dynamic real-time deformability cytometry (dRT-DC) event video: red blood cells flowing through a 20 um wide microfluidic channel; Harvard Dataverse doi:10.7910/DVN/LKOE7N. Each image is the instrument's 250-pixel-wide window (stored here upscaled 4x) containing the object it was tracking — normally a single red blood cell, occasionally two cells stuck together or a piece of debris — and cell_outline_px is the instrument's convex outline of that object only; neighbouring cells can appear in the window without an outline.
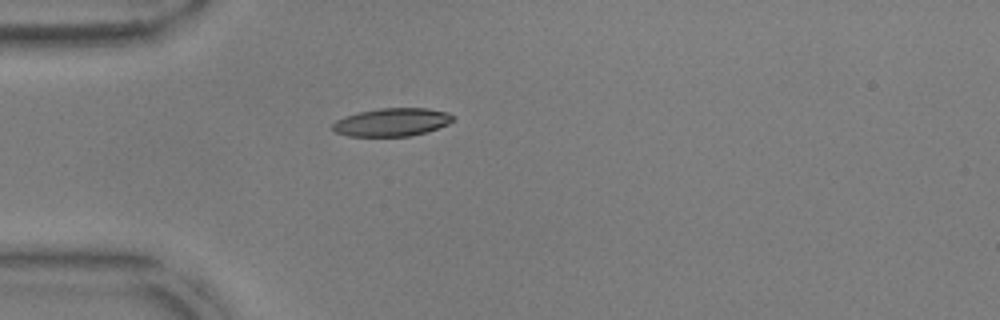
{"species": "common noctule bat (a hibernating species)", "species_latin": "Nyctalus noctula", "temperature_condition": "warm", "stored_images_in_passage": 9, "camera_frame_rate_fps": 3000, "um_per_image_px": 0.085, "animal": {"sex": "male", "body_mass_g": 17.9, "forearm_length_mm": 54.2}, "frame": {"image": 1, "passage_image": 1, "time_ms": 0.0, "image_size_px": [1000, 320], "cell_outline_px": [[452, 120], [448, 124], [424, 132], [408, 136], [348, 136], [336, 132], [332, 128], [332, 124], [336, 120], [344, 116], [360, 112], [380, 108], [428, 108], [448, 112], [452, 116]], "centroid_in_image_um": [33.28, 10.38], "position_along_channel_um": 51.7, "area_um2": 19.48}}